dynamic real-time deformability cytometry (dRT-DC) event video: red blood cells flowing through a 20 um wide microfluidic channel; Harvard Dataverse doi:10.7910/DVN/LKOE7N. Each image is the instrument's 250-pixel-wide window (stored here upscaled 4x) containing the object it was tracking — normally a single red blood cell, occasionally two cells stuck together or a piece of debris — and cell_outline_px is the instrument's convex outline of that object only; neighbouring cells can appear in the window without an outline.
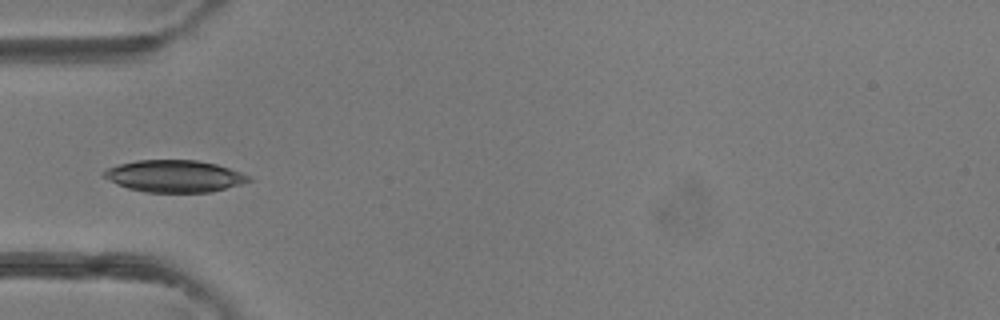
{"species": "common noctule bat (a hibernating species)", "species_latin": "Nyctalus noctula", "temperature_condition": "room temperature", "stored_images_in_passage": 6, "camera_frame_rate_fps": 3000, "um_per_image_px": 0.085, "animal": {"sex": "female"}, "frame": {"image": 1, "passage_image": 5, "time_ms": 4.667, "image_size_px": [1000, 320], "cell_outline_px": [[256, 180], [212, 192], [144, 192], [128, 188], [116, 184], [104, 176], [100, 172], [108, 168], [120, 164], [136, 160], [196, 160], [216, 164], [240, 172]], "centroid_in_image_um": [14.84, 14.97], "position_along_channel_um": 70.2, "area_um2": 26.99}}
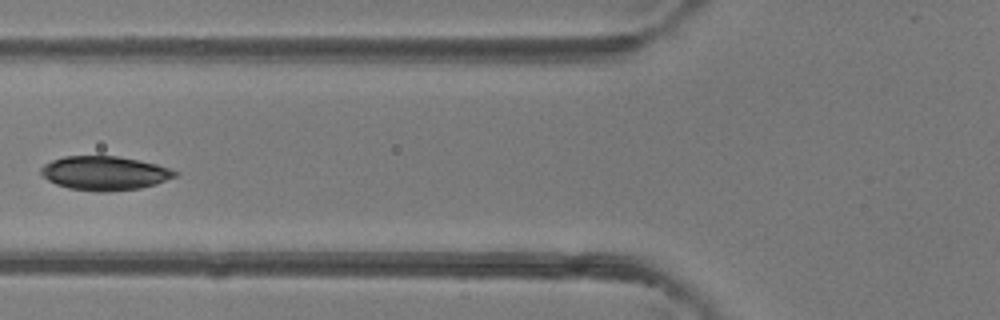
{"frame": {"image": 2, "passage_image": 6, "time_ms": 5.667, "image_size_px": [1000, 320], "cell_outline_px": [[180, 172], [176, 176], [156, 184], [140, 188], [108, 192], [96, 192], [68, 188], [56, 184], [40, 176], [40, 168], [44, 164], [52, 160], [64, 156], [116, 156], [156, 164]], "centroid_in_image_um": [8.86, 14.73], "position_along_channel_um": 116.9, "area_um2": 26.65}}